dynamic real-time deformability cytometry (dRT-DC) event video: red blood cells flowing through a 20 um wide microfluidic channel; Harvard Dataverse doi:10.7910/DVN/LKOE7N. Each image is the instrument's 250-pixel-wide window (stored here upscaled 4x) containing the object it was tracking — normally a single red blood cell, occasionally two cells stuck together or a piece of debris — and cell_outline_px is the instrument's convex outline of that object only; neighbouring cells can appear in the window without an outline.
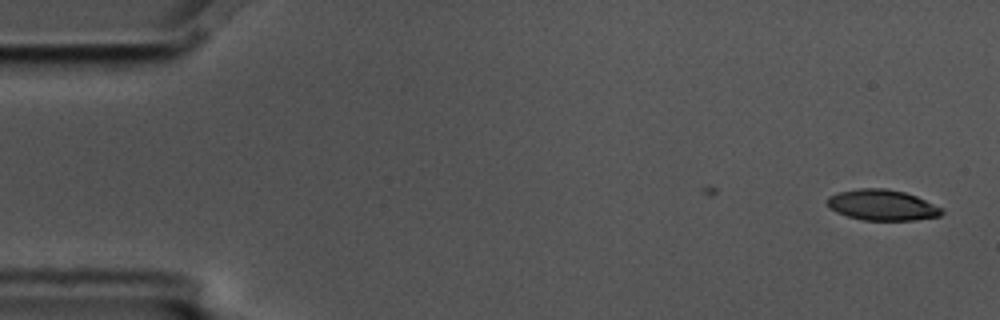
{"species": "common noctule bat (a hibernating species)", "species_latin": "Nyctalus noctula", "temperature_condition": "cold", "stored_images_in_passage": 2, "camera_frame_rate_fps": 3000, "um_per_image_px": 0.085, "animal": {"sex": "male", "body_mass_g": 17.5, "forearm_length_mm": 52.3}, "frame": {"image": 1, "passage_image": 2, "time_ms": 0.333, "image_size_px": [1000, 320], "cell_outline_px": [[944, 212], [940, 216], [916, 220], [864, 220], [848, 216], [836, 212], [828, 208], [824, 200], [828, 196], [840, 192], [860, 188], [888, 188], [904, 192], [916, 196], [944, 208]], "centroid_in_image_um": [74.98, 17.43], "position_along_channel_um": 10.0, "area_um2": 20.75}}